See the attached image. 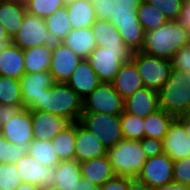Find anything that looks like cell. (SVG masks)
Listing matches in <instances>:
<instances>
[{
    "label": "cell",
    "mask_w": 190,
    "mask_h": 190,
    "mask_svg": "<svg viewBox=\"0 0 190 190\" xmlns=\"http://www.w3.org/2000/svg\"><path fill=\"white\" fill-rule=\"evenodd\" d=\"M144 0H92L97 19L109 20L118 29L122 41L132 52L141 51L145 31L137 16Z\"/></svg>",
    "instance_id": "cell-1"
},
{
    "label": "cell",
    "mask_w": 190,
    "mask_h": 190,
    "mask_svg": "<svg viewBox=\"0 0 190 190\" xmlns=\"http://www.w3.org/2000/svg\"><path fill=\"white\" fill-rule=\"evenodd\" d=\"M78 122L83 113V99L66 83L55 82L30 108Z\"/></svg>",
    "instance_id": "cell-2"
},
{
    "label": "cell",
    "mask_w": 190,
    "mask_h": 190,
    "mask_svg": "<svg viewBox=\"0 0 190 190\" xmlns=\"http://www.w3.org/2000/svg\"><path fill=\"white\" fill-rule=\"evenodd\" d=\"M190 44V33L178 21H168L153 30L145 32L142 52L172 60L174 53Z\"/></svg>",
    "instance_id": "cell-3"
},
{
    "label": "cell",
    "mask_w": 190,
    "mask_h": 190,
    "mask_svg": "<svg viewBox=\"0 0 190 190\" xmlns=\"http://www.w3.org/2000/svg\"><path fill=\"white\" fill-rule=\"evenodd\" d=\"M185 75L184 71L172 69L158 90L159 108L175 118L190 112V80Z\"/></svg>",
    "instance_id": "cell-4"
},
{
    "label": "cell",
    "mask_w": 190,
    "mask_h": 190,
    "mask_svg": "<svg viewBox=\"0 0 190 190\" xmlns=\"http://www.w3.org/2000/svg\"><path fill=\"white\" fill-rule=\"evenodd\" d=\"M107 156L115 175L131 178L138 176L147 160L139 140L122 139L107 149Z\"/></svg>",
    "instance_id": "cell-5"
},
{
    "label": "cell",
    "mask_w": 190,
    "mask_h": 190,
    "mask_svg": "<svg viewBox=\"0 0 190 190\" xmlns=\"http://www.w3.org/2000/svg\"><path fill=\"white\" fill-rule=\"evenodd\" d=\"M128 47L106 48L97 46L86 58L102 83H112L122 63L132 59Z\"/></svg>",
    "instance_id": "cell-6"
},
{
    "label": "cell",
    "mask_w": 190,
    "mask_h": 190,
    "mask_svg": "<svg viewBox=\"0 0 190 190\" xmlns=\"http://www.w3.org/2000/svg\"><path fill=\"white\" fill-rule=\"evenodd\" d=\"M132 60L145 87L156 91L165 84L172 71L171 60L151 56L142 51L133 52Z\"/></svg>",
    "instance_id": "cell-7"
},
{
    "label": "cell",
    "mask_w": 190,
    "mask_h": 190,
    "mask_svg": "<svg viewBox=\"0 0 190 190\" xmlns=\"http://www.w3.org/2000/svg\"><path fill=\"white\" fill-rule=\"evenodd\" d=\"M79 122L92 132L107 149L124 139L120 115L83 112Z\"/></svg>",
    "instance_id": "cell-8"
},
{
    "label": "cell",
    "mask_w": 190,
    "mask_h": 190,
    "mask_svg": "<svg viewBox=\"0 0 190 190\" xmlns=\"http://www.w3.org/2000/svg\"><path fill=\"white\" fill-rule=\"evenodd\" d=\"M124 111V100L115 91L112 83H101L83 99V112L120 115Z\"/></svg>",
    "instance_id": "cell-9"
},
{
    "label": "cell",
    "mask_w": 190,
    "mask_h": 190,
    "mask_svg": "<svg viewBox=\"0 0 190 190\" xmlns=\"http://www.w3.org/2000/svg\"><path fill=\"white\" fill-rule=\"evenodd\" d=\"M12 43L22 50H27L37 46L52 45L54 42L46 28L45 19L27 13Z\"/></svg>",
    "instance_id": "cell-10"
},
{
    "label": "cell",
    "mask_w": 190,
    "mask_h": 190,
    "mask_svg": "<svg viewBox=\"0 0 190 190\" xmlns=\"http://www.w3.org/2000/svg\"><path fill=\"white\" fill-rule=\"evenodd\" d=\"M137 178L152 190L173 182V160L164 152L148 158Z\"/></svg>",
    "instance_id": "cell-11"
},
{
    "label": "cell",
    "mask_w": 190,
    "mask_h": 190,
    "mask_svg": "<svg viewBox=\"0 0 190 190\" xmlns=\"http://www.w3.org/2000/svg\"><path fill=\"white\" fill-rule=\"evenodd\" d=\"M32 111L23 108L16 116L2 125L0 135L10 143L27 150L33 137Z\"/></svg>",
    "instance_id": "cell-12"
},
{
    "label": "cell",
    "mask_w": 190,
    "mask_h": 190,
    "mask_svg": "<svg viewBox=\"0 0 190 190\" xmlns=\"http://www.w3.org/2000/svg\"><path fill=\"white\" fill-rule=\"evenodd\" d=\"M82 59L64 43H53L49 72L52 74L54 82L67 83Z\"/></svg>",
    "instance_id": "cell-13"
},
{
    "label": "cell",
    "mask_w": 190,
    "mask_h": 190,
    "mask_svg": "<svg viewBox=\"0 0 190 190\" xmlns=\"http://www.w3.org/2000/svg\"><path fill=\"white\" fill-rule=\"evenodd\" d=\"M15 165L22 182L37 185L39 188L54 185L55 167L40 164L27 152Z\"/></svg>",
    "instance_id": "cell-14"
},
{
    "label": "cell",
    "mask_w": 190,
    "mask_h": 190,
    "mask_svg": "<svg viewBox=\"0 0 190 190\" xmlns=\"http://www.w3.org/2000/svg\"><path fill=\"white\" fill-rule=\"evenodd\" d=\"M23 107L29 109L55 82L47 71L24 73L20 79Z\"/></svg>",
    "instance_id": "cell-15"
},
{
    "label": "cell",
    "mask_w": 190,
    "mask_h": 190,
    "mask_svg": "<svg viewBox=\"0 0 190 190\" xmlns=\"http://www.w3.org/2000/svg\"><path fill=\"white\" fill-rule=\"evenodd\" d=\"M103 155H107V148L79 121L76 122L74 159L81 163Z\"/></svg>",
    "instance_id": "cell-16"
},
{
    "label": "cell",
    "mask_w": 190,
    "mask_h": 190,
    "mask_svg": "<svg viewBox=\"0 0 190 190\" xmlns=\"http://www.w3.org/2000/svg\"><path fill=\"white\" fill-rule=\"evenodd\" d=\"M163 151L173 161L190 156V138L177 118L170 124L163 139Z\"/></svg>",
    "instance_id": "cell-17"
},
{
    "label": "cell",
    "mask_w": 190,
    "mask_h": 190,
    "mask_svg": "<svg viewBox=\"0 0 190 190\" xmlns=\"http://www.w3.org/2000/svg\"><path fill=\"white\" fill-rule=\"evenodd\" d=\"M158 91L142 87L124 100V112L145 118L159 110Z\"/></svg>",
    "instance_id": "cell-18"
},
{
    "label": "cell",
    "mask_w": 190,
    "mask_h": 190,
    "mask_svg": "<svg viewBox=\"0 0 190 190\" xmlns=\"http://www.w3.org/2000/svg\"><path fill=\"white\" fill-rule=\"evenodd\" d=\"M32 123L34 139L50 141L71 122L48 112L32 111Z\"/></svg>",
    "instance_id": "cell-19"
},
{
    "label": "cell",
    "mask_w": 190,
    "mask_h": 190,
    "mask_svg": "<svg viewBox=\"0 0 190 190\" xmlns=\"http://www.w3.org/2000/svg\"><path fill=\"white\" fill-rule=\"evenodd\" d=\"M112 85L123 100L131 96L137 89L145 87L132 59L122 63Z\"/></svg>",
    "instance_id": "cell-20"
},
{
    "label": "cell",
    "mask_w": 190,
    "mask_h": 190,
    "mask_svg": "<svg viewBox=\"0 0 190 190\" xmlns=\"http://www.w3.org/2000/svg\"><path fill=\"white\" fill-rule=\"evenodd\" d=\"M101 83L89 62L86 59H82L66 84L84 99Z\"/></svg>",
    "instance_id": "cell-21"
},
{
    "label": "cell",
    "mask_w": 190,
    "mask_h": 190,
    "mask_svg": "<svg viewBox=\"0 0 190 190\" xmlns=\"http://www.w3.org/2000/svg\"><path fill=\"white\" fill-rule=\"evenodd\" d=\"M26 14L27 9L24 0L0 1V23L11 39L17 34Z\"/></svg>",
    "instance_id": "cell-22"
},
{
    "label": "cell",
    "mask_w": 190,
    "mask_h": 190,
    "mask_svg": "<svg viewBox=\"0 0 190 190\" xmlns=\"http://www.w3.org/2000/svg\"><path fill=\"white\" fill-rule=\"evenodd\" d=\"M80 168L82 177L98 187L115 176L107 155L81 162Z\"/></svg>",
    "instance_id": "cell-23"
},
{
    "label": "cell",
    "mask_w": 190,
    "mask_h": 190,
    "mask_svg": "<svg viewBox=\"0 0 190 190\" xmlns=\"http://www.w3.org/2000/svg\"><path fill=\"white\" fill-rule=\"evenodd\" d=\"M72 29L91 28L97 20L91 0H73L65 3Z\"/></svg>",
    "instance_id": "cell-24"
},
{
    "label": "cell",
    "mask_w": 190,
    "mask_h": 190,
    "mask_svg": "<svg viewBox=\"0 0 190 190\" xmlns=\"http://www.w3.org/2000/svg\"><path fill=\"white\" fill-rule=\"evenodd\" d=\"M24 73L23 50L11 43L0 52V76L20 79Z\"/></svg>",
    "instance_id": "cell-25"
},
{
    "label": "cell",
    "mask_w": 190,
    "mask_h": 190,
    "mask_svg": "<svg viewBox=\"0 0 190 190\" xmlns=\"http://www.w3.org/2000/svg\"><path fill=\"white\" fill-rule=\"evenodd\" d=\"M62 43L83 59H86L97 47L91 28L72 29Z\"/></svg>",
    "instance_id": "cell-26"
},
{
    "label": "cell",
    "mask_w": 190,
    "mask_h": 190,
    "mask_svg": "<svg viewBox=\"0 0 190 190\" xmlns=\"http://www.w3.org/2000/svg\"><path fill=\"white\" fill-rule=\"evenodd\" d=\"M96 45L106 48L127 47L118 29L109 20L97 19L91 26Z\"/></svg>",
    "instance_id": "cell-27"
},
{
    "label": "cell",
    "mask_w": 190,
    "mask_h": 190,
    "mask_svg": "<svg viewBox=\"0 0 190 190\" xmlns=\"http://www.w3.org/2000/svg\"><path fill=\"white\" fill-rule=\"evenodd\" d=\"M80 163L75 159L61 160L55 166V181L56 185L61 190H74L76 183L81 179Z\"/></svg>",
    "instance_id": "cell-28"
},
{
    "label": "cell",
    "mask_w": 190,
    "mask_h": 190,
    "mask_svg": "<svg viewBox=\"0 0 190 190\" xmlns=\"http://www.w3.org/2000/svg\"><path fill=\"white\" fill-rule=\"evenodd\" d=\"M25 73L47 71L51 65L52 45L23 50Z\"/></svg>",
    "instance_id": "cell-29"
},
{
    "label": "cell",
    "mask_w": 190,
    "mask_h": 190,
    "mask_svg": "<svg viewBox=\"0 0 190 190\" xmlns=\"http://www.w3.org/2000/svg\"><path fill=\"white\" fill-rule=\"evenodd\" d=\"M174 116L162 109L144 118V137L163 140Z\"/></svg>",
    "instance_id": "cell-30"
},
{
    "label": "cell",
    "mask_w": 190,
    "mask_h": 190,
    "mask_svg": "<svg viewBox=\"0 0 190 190\" xmlns=\"http://www.w3.org/2000/svg\"><path fill=\"white\" fill-rule=\"evenodd\" d=\"M76 139V122H71L51 141L59 160H73Z\"/></svg>",
    "instance_id": "cell-31"
},
{
    "label": "cell",
    "mask_w": 190,
    "mask_h": 190,
    "mask_svg": "<svg viewBox=\"0 0 190 190\" xmlns=\"http://www.w3.org/2000/svg\"><path fill=\"white\" fill-rule=\"evenodd\" d=\"M45 24L54 43L62 42L72 30V25L65 6L47 17Z\"/></svg>",
    "instance_id": "cell-32"
},
{
    "label": "cell",
    "mask_w": 190,
    "mask_h": 190,
    "mask_svg": "<svg viewBox=\"0 0 190 190\" xmlns=\"http://www.w3.org/2000/svg\"><path fill=\"white\" fill-rule=\"evenodd\" d=\"M26 152L35 158L40 164L47 167H55L59 162L52 141L33 139Z\"/></svg>",
    "instance_id": "cell-33"
},
{
    "label": "cell",
    "mask_w": 190,
    "mask_h": 190,
    "mask_svg": "<svg viewBox=\"0 0 190 190\" xmlns=\"http://www.w3.org/2000/svg\"><path fill=\"white\" fill-rule=\"evenodd\" d=\"M0 105L23 106L19 79L0 76Z\"/></svg>",
    "instance_id": "cell-34"
},
{
    "label": "cell",
    "mask_w": 190,
    "mask_h": 190,
    "mask_svg": "<svg viewBox=\"0 0 190 190\" xmlns=\"http://www.w3.org/2000/svg\"><path fill=\"white\" fill-rule=\"evenodd\" d=\"M136 14L145 32L161 27L168 22L162 12L149 5L145 0L137 8Z\"/></svg>",
    "instance_id": "cell-35"
},
{
    "label": "cell",
    "mask_w": 190,
    "mask_h": 190,
    "mask_svg": "<svg viewBox=\"0 0 190 190\" xmlns=\"http://www.w3.org/2000/svg\"><path fill=\"white\" fill-rule=\"evenodd\" d=\"M120 125L124 139L142 140L144 138V118L123 111L120 114Z\"/></svg>",
    "instance_id": "cell-36"
},
{
    "label": "cell",
    "mask_w": 190,
    "mask_h": 190,
    "mask_svg": "<svg viewBox=\"0 0 190 190\" xmlns=\"http://www.w3.org/2000/svg\"><path fill=\"white\" fill-rule=\"evenodd\" d=\"M27 13L46 19L65 6L63 0H24Z\"/></svg>",
    "instance_id": "cell-37"
},
{
    "label": "cell",
    "mask_w": 190,
    "mask_h": 190,
    "mask_svg": "<svg viewBox=\"0 0 190 190\" xmlns=\"http://www.w3.org/2000/svg\"><path fill=\"white\" fill-rule=\"evenodd\" d=\"M162 12L168 21H177L183 8V0H145Z\"/></svg>",
    "instance_id": "cell-38"
},
{
    "label": "cell",
    "mask_w": 190,
    "mask_h": 190,
    "mask_svg": "<svg viewBox=\"0 0 190 190\" xmlns=\"http://www.w3.org/2000/svg\"><path fill=\"white\" fill-rule=\"evenodd\" d=\"M21 183L14 163L0 164V190H15Z\"/></svg>",
    "instance_id": "cell-39"
},
{
    "label": "cell",
    "mask_w": 190,
    "mask_h": 190,
    "mask_svg": "<svg viewBox=\"0 0 190 190\" xmlns=\"http://www.w3.org/2000/svg\"><path fill=\"white\" fill-rule=\"evenodd\" d=\"M25 152V149L10 143L7 139L0 135V164H16L22 158Z\"/></svg>",
    "instance_id": "cell-40"
},
{
    "label": "cell",
    "mask_w": 190,
    "mask_h": 190,
    "mask_svg": "<svg viewBox=\"0 0 190 190\" xmlns=\"http://www.w3.org/2000/svg\"><path fill=\"white\" fill-rule=\"evenodd\" d=\"M173 182L190 186V156L173 161Z\"/></svg>",
    "instance_id": "cell-41"
},
{
    "label": "cell",
    "mask_w": 190,
    "mask_h": 190,
    "mask_svg": "<svg viewBox=\"0 0 190 190\" xmlns=\"http://www.w3.org/2000/svg\"><path fill=\"white\" fill-rule=\"evenodd\" d=\"M172 69L181 70L184 72L190 71V44L182 47L171 60Z\"/></svg>",
    "instance_id": "cell-42"
},
{
    "label": "cell",
    "mask_w": 190,
    "mask_h": 190,
    "mask_svg": "<svg viewBox=\"0 0 190 190\" xmlns=\"http://www.w3.org/2000/svg\"><path fill=\"white\" fill-rule=\"evenodd\" d=\"M141 143L142 150L148 158L159 155L163 153V140L144 137L142 140H139Z\"/></svg>",
    "instance_id": "cell-43"
},
{
    "label": "cell",
    "mask_w": 190,
    "mask_h": 190,
    "mask_svg": "<svg viewBox=\"0 0 190 190\" xmlns=\"http://www.w3.org/2000/svg\"><path fill=\"white\" fill-rule=\"evenodd\" d=\"M100 190H128V177L115 175L106 181Z\"/></svg>",
    "instance_id": "cell-44"
},
{
    "label": "cell",
    "mask_w": 190,
    "mask_h": 190,
    "mask_svg": "<svg viewBox=\"0 0 190 190\" xmlns=\"http://www.w3.org/2000/svg\"><path fill=\"white\" fill-rule=\"evenodd\" d=\"M24 107L0 105V120L2 125L16 116Z\"/></svg>",
    "instance_id": "cell-45"
},
{
    "label": "cell",
    "mask_w": 190,
    "mask_h": 190,
    "mask_svg": "<svg viewBox=\"0 0 190 190\" xmlns=\"http://www.w3.org/2000/svg\"><path fill=\"white\" fill-rule=\"evenodd\" d=\"M177 21L190 33V0L184 1L182 11Z\"/></svg>",
    "instance_id": "cell-46"
},
{
    "label": "cell",
    "mask_w": 190,
    "mask_h": 190,
    "mask_svg": "<svg viewBox=\"0 0 190 190\" xmlns=\"http://www.w3.org/2000/svg\"><path fill=\"white\" fill-rule=\"evenodd\" d=\"M128 190H152L147 184L137 177H128Z\"/></svg>",
    "instance_id": "cell-47"
},
{
    "label": "cell",
    "mask_w": 190,
    "mask_h": 190,
    "mask_svg": "<svg viewBox=\"0 0 190 190\" xmlns=\"http://www.w3.org/2000/svg\"><path fill=\"white\" fill-rule=\"evenodd\" d=\"M74 190H100V187L81 177V179L76 183Z\"/></svg>",
    "instance_id": "cell-48"
},
{
    "label": "cell",
    "mask_w": 190,
    "mask_h": 190,
    "mask_svg": "<svg viewBox=\"0 0 190 190\" xmlns=\"http://www.w3.org/2000/svg\"><path fill=\"white\" fill-rule=\"evenodd\" d=\"M153 190H190V186L172 182L166 185H162L161 187L155 188Z\"/></svg>",
    "instance_id": "cell-49"
},
{
    "label": "cell",
    "mask_w": 190,
    "mask_h": 190,
    "mask_svg": "<svg viewBox=\"0 0 190 190\" xmlns=\"http://www.w3.org/2000/svg\"><path fill=\"white\" fill-rule=\"evenodd\" d=\"M177 119L183 124L186 134L190 138V113L182 115L178 117Z\"/></svg>",
    "instance_id": "cell-50"
},
{
    "label": "cell",
    "mask_w": 190,
    "mask_h": 190,
    "mask_svg": "<svg viewBox=\"0 0 190 190\" xmlns=\"http://www.w3.org/2000/svg\"><path fill=\"white\" fill-rule=\"evenodd\" d=\"M15 190H41V188L28 182H22Z\"/></svg>",
    "instance_id": "cell-51"
},
{
    "label": "cell",
    "mask_w": 190,
    "mask_h": 190,
    "mask_svg": "<svg viewBox=\"0 0 190 190\" xmlns=\"http://www.w3.org/2000/svg\"><path fill=\"white\" fill-rule=\"evenodd\" d=\"M12 43V39L10 37H3L0 39V52L9 46Z\"/></svg>",
    "instance_id": "cell-52"
},
{
    "label": "cell",
    "mask_w": 190,
    "mask_h": 190,
    "mask_svg": "<svg viewBox=\"0 0 190 190\" xmlns=\"http://www.w3.org/2000/svg\"><path fill=\"white\" fill-rule=\"evenodd\" d=\"M3 37H9V36L7 35L3 25L0 23V39H2Z\"/></svg>",
    "instance_id": "cell-53"
},
{
    "label": "cell",
    "mask_w": 190,
    "mask_h": 190,
    "mask_svg": "<svg viewBox=\"0 0 190 190\" xmlns=\"http://www.w3.org/2000/svg\"><path fill=\"white\" fill-rule=\"evenodd\" d=\"M41 190H61V189L58 188L56 185H51L48 187L41 188Z\"/></svg>",
    "instance_id": "cell-54"
},
{
    "label": "cell",
    "mask_w": 190,
    "mask_h": 190,
    "mask_svg": "<svg viewBox=\"0 0 190 190\" xmlns=\"http://www.w3.org/2000/svg\"><path fill=\"white\" fill-rule=\"evenodd\" d=\"M185 76H188V79L190 80V71L186 72Z\"/></svg>",
    "instance_id": "cell-55"
},
{
    "label": "cell",
    "mask_w": 190,
    "mask_h": 190,
    "mask_svg": "<svg viewBox=\"0 0 190 190\" xmlns=\"http://www.w3.org/2000/svg\"><path fill=\"white\" fill-rule=\"evenodd\" d=\"M65 3H67V2H70V1H73V0H63Z\"/></svg>",
    "instance_id": "cell-56"
},
{
    "label": "cell",
    "mask_w": 190,
    "mask_h": 190,
    "mask_svg": "<svg viewBox=\"0 0 190 190\" xmlns=\"http://www.w3.org/2000/svg\"><path fill=\"white\" fill-rule=\"evenodd\" d=\"M1 129H2V123H1V120H0V131H1Z\"/></svg>",
    "instance_id": "cell-57"
}]
</instances>
